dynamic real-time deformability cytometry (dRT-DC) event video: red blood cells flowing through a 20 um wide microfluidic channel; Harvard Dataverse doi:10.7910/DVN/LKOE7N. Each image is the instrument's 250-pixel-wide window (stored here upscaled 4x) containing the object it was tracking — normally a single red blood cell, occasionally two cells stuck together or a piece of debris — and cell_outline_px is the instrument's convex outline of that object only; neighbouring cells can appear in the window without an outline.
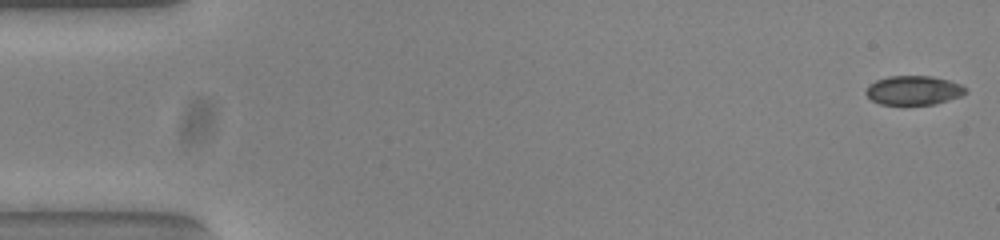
{"species": "common noctule bat (a hibernating species)", "species_latin": "Nyctalus noctula", "temperature_condition": "warm", "stored_images_in_passage": 53, "camera_frame_rate_fps": 3000, "um_per_image_px": 0.085, "animal": {"sex": "female", "body_mass_g": 23.0, "forearm_length_mm": 53.4}, "frame": {"image": 1, "passage_image": 1, "time_ms": 0.0, "image_size_px": [1000, 240], "cell_outline_px": [[968, 92], [960, 96], [936, 104], [904, 108], [880, 104], [872, 100], [864, 92], [868, 84], [876, 80], [888, 76], [932, 76], [948, 80], [960, 84], [968, 88]], "centroid_in_image_um": [77.63, 7.73], "position_along_channel_um": 7.4, "area_um2": 17.8}}
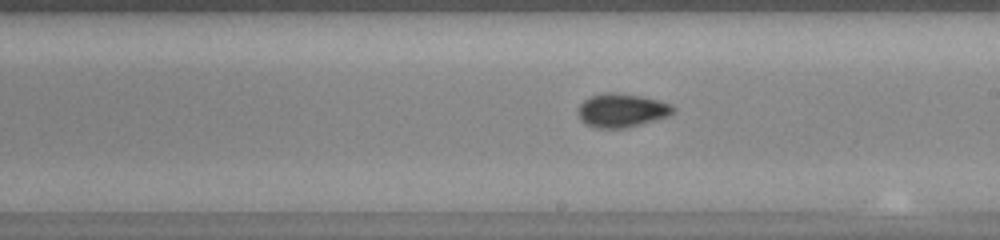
{"frame": {"image": 2, "passage_image": 30, "time_ms": 9.667, "image_size_px": [1000, 240], "cell_outline_px": [[676, 108], [668, 116], [628, 128], [596, 128], [584, 124], [580, 120], [576, 112], [580, 104], [584, 100], [592, 96], [604, 92], [616, 92], [640, 96], [672, 104]], "centroid_in_image_um": [52.8, 9.39], "position_along_channel_um": 236.2, "area_um2": 18.79}}
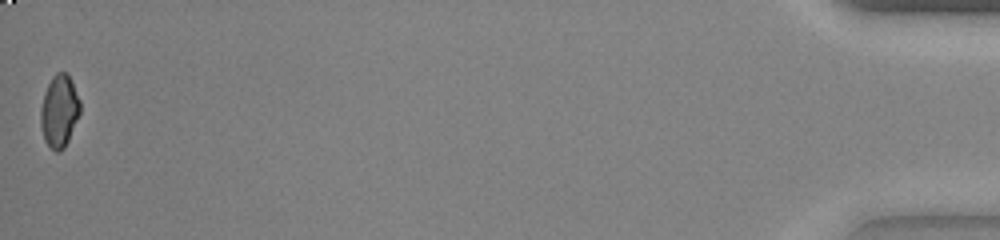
{"frame": {"image": 3, "passage_image": 53, "time_ms": 17.333, "image_size_px": [1000, 240], "cell_outline_px": [[80, 112], [68, 140], [64, 148], [60, 152], [56, 152], [44, 140], [40, 124], [40, 108], [44, 92], [52, 76], [56, 72], [68, 72], [72, 80], [80, 100]], "centroid_in_image_um": [5.03, 9.4], "position_along_channel_um": 430.2, "area_um2": 16.76}, "authors_computed_cell_mechanics": {"area_um2": 17.5712, "velocity_mm_per_s": 3.8535, "shape_relaxation_time_tau1_ms": 3.9784, "shape_relaxation_time_tau2_ms": null, "deformation_change_tau1": 0.1164, "deformation_change_tau2": null}}